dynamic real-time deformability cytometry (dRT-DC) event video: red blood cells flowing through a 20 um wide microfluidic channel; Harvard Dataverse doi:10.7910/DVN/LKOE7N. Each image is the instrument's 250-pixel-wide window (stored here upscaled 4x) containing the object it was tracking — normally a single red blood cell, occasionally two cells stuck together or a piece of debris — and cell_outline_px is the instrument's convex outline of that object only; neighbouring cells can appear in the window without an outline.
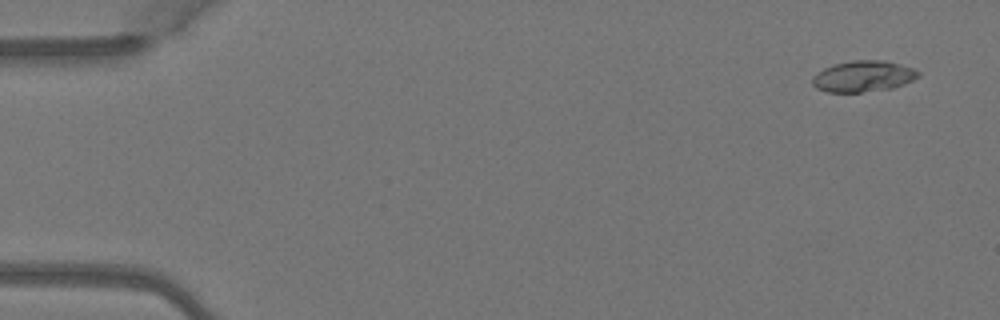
{"species": "Egyptian fruit bat (a non-hibernating species)", "species_latin": "Rousettus aegyptiacus", "temperature_condition": "warm", "stored_images_in_passage": 4, "camera_frame_rate_fps": 3000, "um_per_image_px": 0.085, "animal": {"sex": "female"}, "frame": {"image": 1, "passage_image": 1, "time_ms": 0.0, "image_size_px": [1000, 320], "cell_outline_px": [[920, 76], [904, 84], [892, 88], [860, 92], [828, 92], [816, 88], [812, 84], [812, 76], [816, 72], [832, 64], [852, 60], [884, 60], [900, 64], [912, 68], [920, 72]], "centroid_in_image_um": [73.35, 6.47], "position_along_channel_um": 11.7, "area_um2": 19.31}}
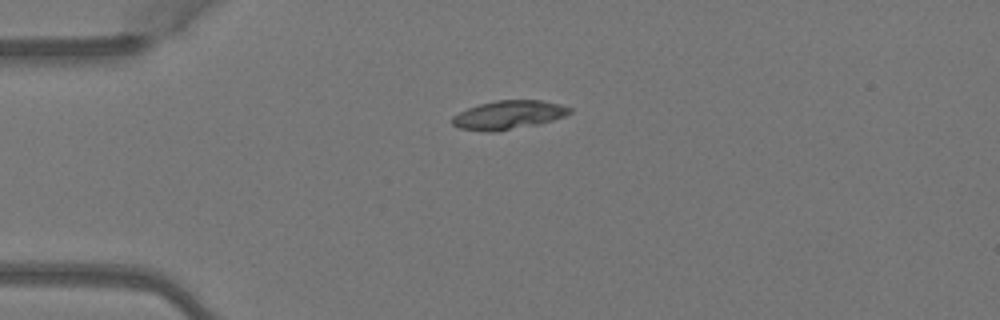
{"frame": {"image": 2, "passage_image": 3, "time_ms": 0.667, "image_size_px": [1000, 320], "cell_outline_px": [[572, 112], [564, 116], [552, 120], [536, 124], [496, 132], [488, 132], [460, 128], [452, 124], [452, 116], [468, 108], [480, 104], [496, 100], [540, 100], [560, 104], [572, 108]], "centroid_in_image_um": [43.22, 9.76], "position_along_channel_um": 41.8, "area_um2": 19.48}}